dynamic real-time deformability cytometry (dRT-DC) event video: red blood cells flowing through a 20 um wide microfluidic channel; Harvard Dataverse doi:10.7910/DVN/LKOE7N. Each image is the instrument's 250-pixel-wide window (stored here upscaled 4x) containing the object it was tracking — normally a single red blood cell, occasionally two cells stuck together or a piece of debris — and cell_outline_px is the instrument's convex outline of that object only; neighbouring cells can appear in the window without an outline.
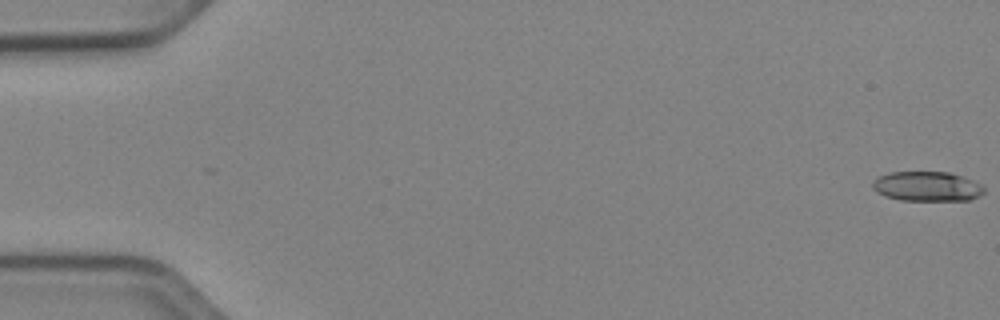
{"species": "Egyptian fruit bat (a non-hibernating species)", "species_latin": "Rousettus aegyptiacus", "temperature_condition": "cold", "stored_images_in_passage": 53, "camera_frame_rate_fps": 3000, "um_per_image_px": 0.085, "animal": {"sex": "female"}, "frame": {"image": 1, "passage_image": 1, "time_ms": 0.0, "image_size_px": [1000, 320], "cell_outline_px": [[984, 192], [980, 196], [968, 200], [900, 200], [884, 196], [876, 192], [872, 188], [872, 180], [888, 172], [948, 172], [972, 180], [980, 184], [984, 188]], "centroid_in_image_um": [78.76, 15.84], "position_along_channel_um": 6.2, "area_um2": 19.31}}
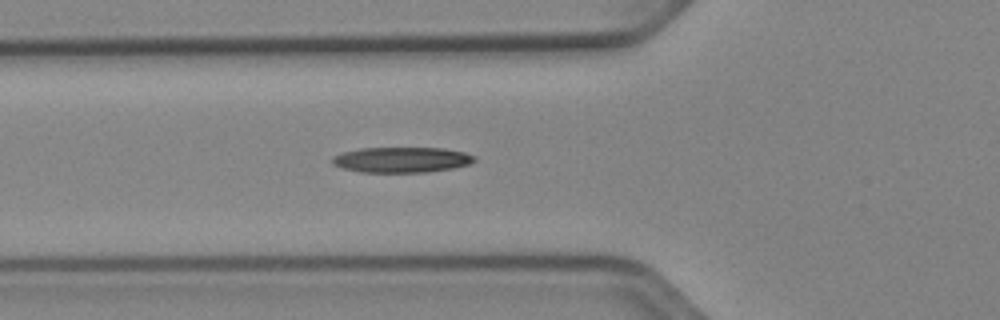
{"frame": {"image": 2, "passage_image": 20, "time_ms": 6.333, "image_size_px": [1000, 320], "cell_outline_px": [[476, 160], [468, 164], [452, 168], [424, 172], [360, 172], [344, 168], [332, 164], [332, 156], [344, 152], [360, 148], [444, 148], [464, 152], [476, 156]], "centroid_in_image_um": [34.14, 13.57], "position_along_channel_um": 91.7, "area_um2": 20.98}}
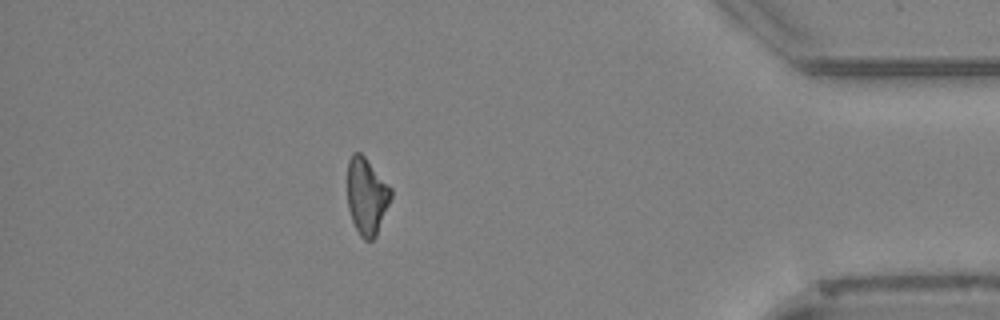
{"frame": {"image": 3, "passage_image": 47, "time_ms": 15.333, "image_size_px": [1000, 320], "cell_outline_px": [[392, 196], [376, 236], [372, 240], [364, 240], [360, 236], [352, 220], [348, 208], [348, 160], [352, 152], [360, 152], [364, 156], [392, 188]], "centroid_in_image_um": [31.17, 16.67], "position_along_channel_um": 404.0, "area_um2": 19.42}, "authors_computed_cell_mechanics": {"area_um2": 20.1144, "velocity_mm_per_s": 3.9349, "shape_relaxation_time_tau1_ms": 8.6385, "shape_relaxation_time_tau2_ms": null, "deformation_change_tau1": 0.1943, "deformation_change_tau2": null}}